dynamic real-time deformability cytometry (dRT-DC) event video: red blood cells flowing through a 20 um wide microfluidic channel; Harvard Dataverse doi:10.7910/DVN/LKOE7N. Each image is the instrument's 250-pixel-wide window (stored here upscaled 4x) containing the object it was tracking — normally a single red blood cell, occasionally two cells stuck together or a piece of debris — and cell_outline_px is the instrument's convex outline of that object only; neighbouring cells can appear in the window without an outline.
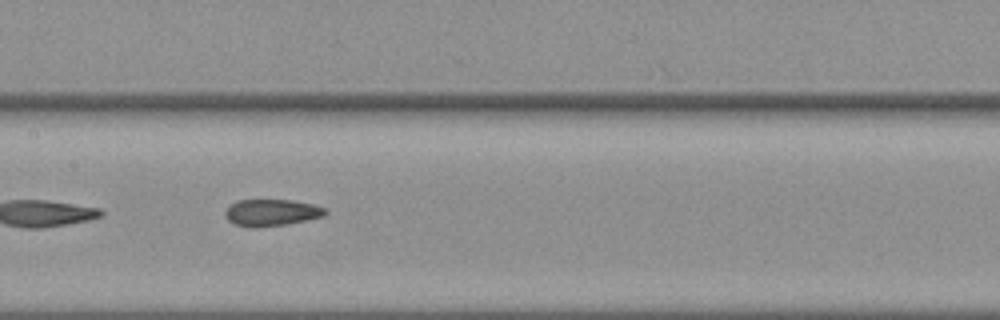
{"species": "common noctule bat (a hibernating species)", "species_latin": "Nyctalus noctula", "temperature_condition": "warm", "stored_images_in_passage": 31, "segment_of_instrument_passage": [2, 2], "camera_frame_rate_fps": 3000, "um_per_image_px": 0.085, "animal": {"sex": "female", "body_mass_g": 19.3, "forearm_length_mm": 54.1}, "frame": {"image": 1, "passage_image": 27, "time_ms": 8.667, "image_size_px": [1000, 320], "cell_outline_px": [[328, 212], [324, 216], [308, 220], [288, 224], [256, 228], [248, 228], [236, 224], [228, 220], [224, 216], [224, 212], [236, 200], [292, 200], [312, 204], [328, 208]], "centroid_in_image_um": [23.1, 18.08], "position_along_channel_um": 184.3, "area_um2": 15.84}}